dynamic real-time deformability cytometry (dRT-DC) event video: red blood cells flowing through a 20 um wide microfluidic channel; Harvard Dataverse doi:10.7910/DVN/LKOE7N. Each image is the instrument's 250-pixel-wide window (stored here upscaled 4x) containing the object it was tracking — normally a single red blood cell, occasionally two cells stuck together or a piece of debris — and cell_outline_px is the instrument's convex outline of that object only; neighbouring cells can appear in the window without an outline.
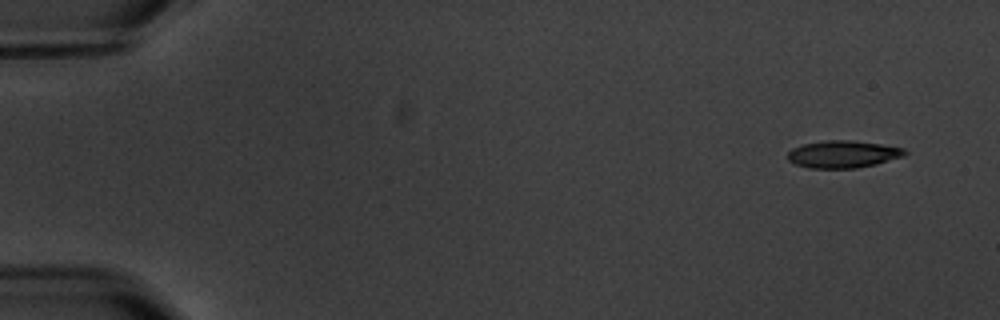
{"species": "common noctule bat (a hibernating species)", "species_latin": "Nyctalus noctula", "temperature_condition": "warm", "stored_images_in_passage": 4, "camera_frame_rate_fps": 3000, "um_per_image_px": 0.085, "animal": {"sex": "male", "body_mass_g": 20.1, "forearm_length_mm": 53.5}, "frame": {"image": 1, "passage_image": 1, "time_ms": 0.0, "image_size_px": [1000, 320], "cell_outline_px": [[908, 152], [904, 156], [876, 164], [856, 168], [808, 168], [796, 164], [788, 160], [788, 152], [792, 148], [804, 144], [824, 140], [852, 140], [880, 144], [904, 148]], "centroid_in_image_um": [71.66, 13.1], "position_along_channel_um": 13.3, "area_um2": 18.61}}
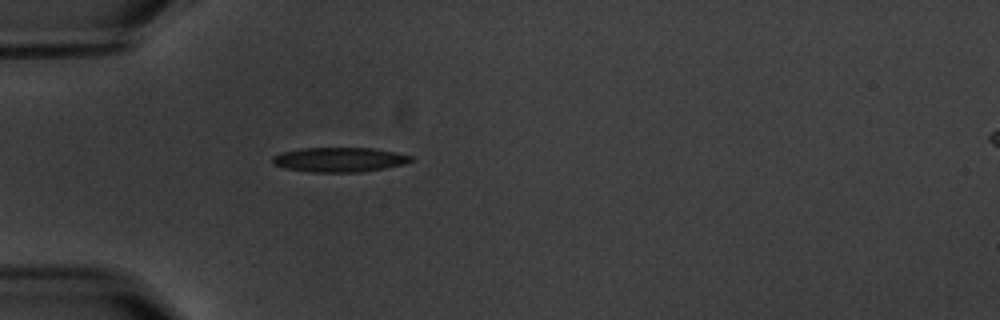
{"frame": {"image": 2, "passage_image": 4, "time_ms": 4.667, "image_size_px": [1000, 320], "cell_outline_px": [[412, 160], [404, 164], [384, 168], [360, 172], [312, 172], [284, 168], [272, 164], [272, 156], [284, 152], [300, 148], [372, 148], [412, 156]], "centroid_in_image_um": [28.8, 13.57], "position_along_channel_um": 56.2, "area_um2": 19.65}}